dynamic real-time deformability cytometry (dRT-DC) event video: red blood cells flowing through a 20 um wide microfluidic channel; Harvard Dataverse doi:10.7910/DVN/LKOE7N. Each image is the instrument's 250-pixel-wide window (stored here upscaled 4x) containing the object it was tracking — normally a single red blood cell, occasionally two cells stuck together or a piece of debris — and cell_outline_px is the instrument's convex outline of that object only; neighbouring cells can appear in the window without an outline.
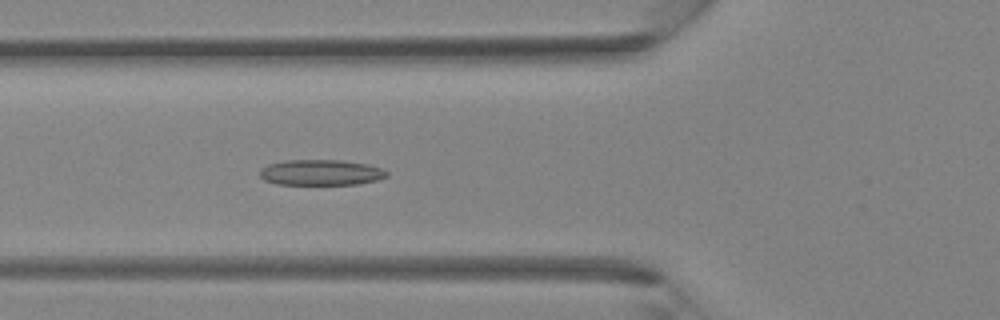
{"species": "Egyptian fruit bat (a non-hibernating species)", "species_latin": "Rousettus aegyptiacus", "temperature_condition": "room temperature", "stored_images_in_passage": 41, "camera_frame_rate_fps": 3000, "um_per_image_px": 0.085, "animal": {"sex": "female"}, "frame": {"image": 1, "passage_image": 15, "time_ms": 4.667, "image_size_px": [1000, 320], "cell_outline_px": [[388, 176], [376, 180], [356, 184], [276, 184], [264, 180], [260, 176], [260, 168], [268, 164], [284, 160], [340, 160], [368, 164], [380, 168], [388, 172]], "centroid_in_image_um": [27.25, 14.65], "position_along_channel_um": 98.6, "area_um2": 18.96}}
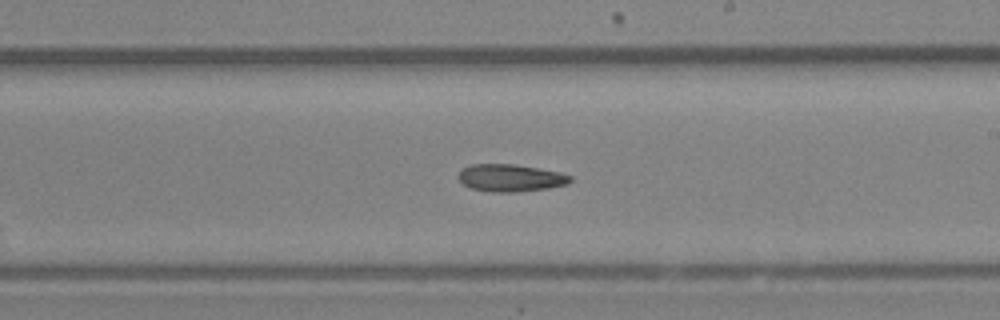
{"frame": {"image": 2, "passage_image": 24, "time_ms": 7.667, "image_size_px": [1000, 320], "cell_outline_px": [[572, 180], [568, 184], [548, 188], [516, 192], [492, 192], [472, 188], [464, 184], [456, 176], [468, 164], [516, 164], [560, 172], [572, 176]], "centroid_in_image_um": [43.41, 15.11], "position_along_channel_um": 245.6, "area_um2": 17.86}}
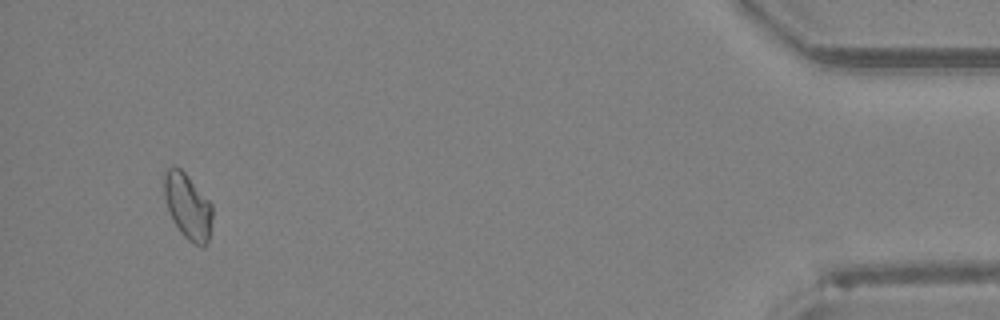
{"frame": {"image": 3, "passage_image": 39, "time_ms": 12.667, "image_size_px": [1000, 320], "cell_outline_px": [[212, 216], [208, 244], [204, 248], [188, 240], [180, 232], [172, 220], [164, 196], [164, 168], [172, 164], [180, 168], [188, 176], [212, 204]], "centroid_in_image_um": [15.94, 17.52], "position_along_channel_um": 419.3, "area_um2": 18.61}}